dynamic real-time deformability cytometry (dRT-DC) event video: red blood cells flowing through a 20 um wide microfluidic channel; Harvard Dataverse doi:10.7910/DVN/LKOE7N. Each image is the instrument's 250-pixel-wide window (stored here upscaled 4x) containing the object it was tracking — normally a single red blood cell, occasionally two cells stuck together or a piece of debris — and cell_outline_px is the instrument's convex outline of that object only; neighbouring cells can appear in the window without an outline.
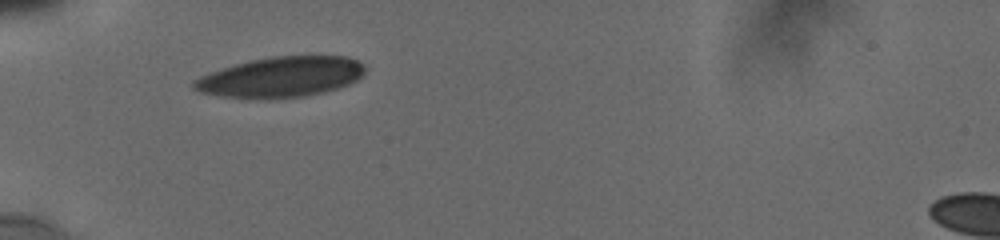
{"species": "human", "species_latin": "Homo sapiens", "temperature_condition": "cold", "stored_images_in_passage": 17, "camera_frame_rate_fps": 3000, "um_per_image_px": 0.085, "donor": {"sex": "male"}, "frame": {"image": 1, "passage_image": 1, "time_ms": 0.0, "image_size_px": [1000, 240], "cell_outline_px": [[364, 72], [356, 80], [348, 84], [324, 92], [304, 96], [268, 100], [220, 96], [200, 92], [192, 88], [192, 80], [200, 76], [248, 60], [272, 56], [348, 56], [364, 64]], "centroid_in_image_um": [23.85, 6.56], "position_along_channel_um": 61.2, "area_um2": 40.4}}
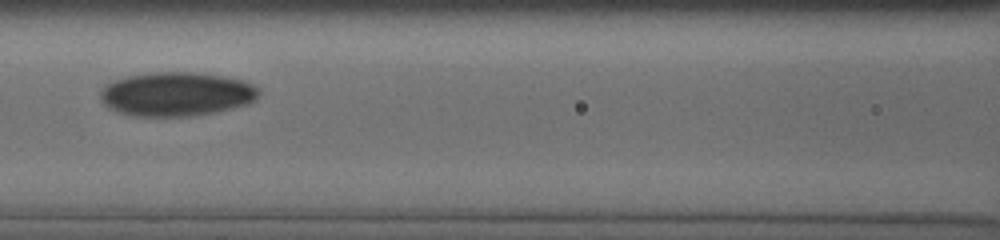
{"frame": {"image": 2, "passage_image": 12, "time_ms": 2.667, "image_size_px": [1000, 240], "cell_outline_px": [[260, 92], [256, 100], [248, 104], [212, 112], [188, 116], [132, 116], [108, 108], [104, 104], [100, 96], [100, 92], [104, 84], [128, 76], [152, 72], [192, 72], [224, 76], [244, 80], [260, 88]], "centroid_in_image_um": [15.0, 7.99], "position_along_channel_um": 151.6, "area_um2": 40.69}}
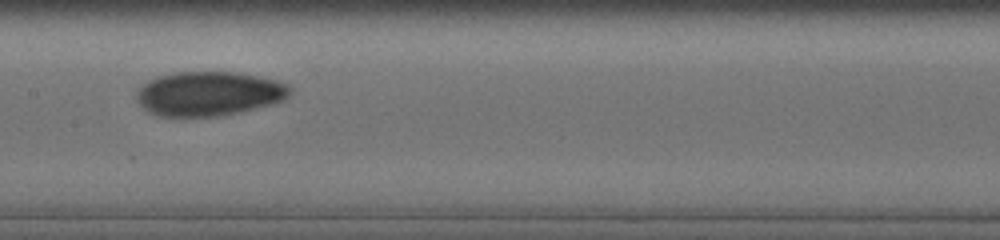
{"frame": {"image": 3, "passage_image": 16, "time_ms": 3.667, "image_size_px": [1000, 240], "cell_outline_px": [[292, 92], [288, 96], [272, 104], [240, 112], [220, 116], [156, 116], [148, 112], [136, 100], [136, 92], [148, 80], [156, 76], [176, 72], [232, 72], [256, 76], [276, 80], [288, 84], [292, 88]], "centroid_in_image_um": [17.74, 7.96], "position_along_channel_um": 189.7, "area_um2": 39.65}}